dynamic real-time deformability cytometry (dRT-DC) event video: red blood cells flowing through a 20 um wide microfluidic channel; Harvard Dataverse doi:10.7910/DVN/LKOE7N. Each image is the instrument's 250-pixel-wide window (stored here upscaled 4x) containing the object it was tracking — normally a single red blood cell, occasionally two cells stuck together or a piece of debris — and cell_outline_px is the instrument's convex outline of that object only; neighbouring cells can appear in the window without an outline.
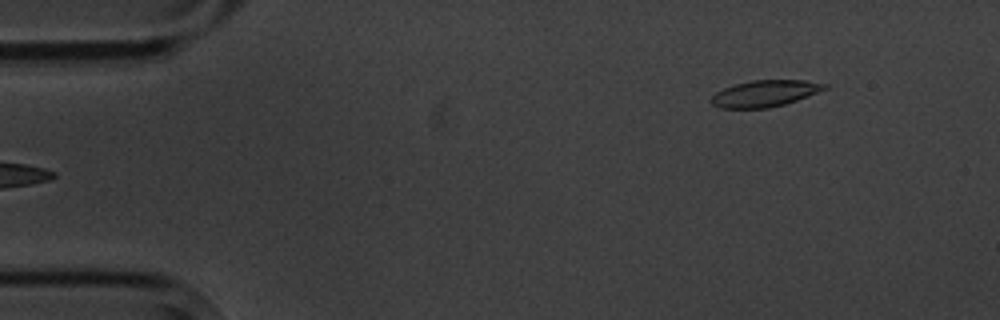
{"species": "common noctule bat (a hibernating species)", "species_latin": "Nyctalus noctula", "temperature_condition": "cold", "stored_images_in_passage": 5, "camera_frame_rate_fps": 3000, "um_per_image_px": 0.085, "animal": {"sex": "male", "body_mass_g": 20.1, "forearm_length_mm": 53.5}, "frame": {"image": 1, "passage_image": 5, "time_ms": 5.667, "image_size_px": [1000, 320], "cell_outline_px": [[828, 88], [796, 100], [784, 104], [768, 108], [720, 108], [712, 104], [712, 96], [716, 92], [724, 88], [736, 84], [752, 80], [804, 80], [828, 84]], "centroid_in_image_um": [65.02, 7.94], "position_along_channel_um": 20.0, "area_um2": 17.28}}